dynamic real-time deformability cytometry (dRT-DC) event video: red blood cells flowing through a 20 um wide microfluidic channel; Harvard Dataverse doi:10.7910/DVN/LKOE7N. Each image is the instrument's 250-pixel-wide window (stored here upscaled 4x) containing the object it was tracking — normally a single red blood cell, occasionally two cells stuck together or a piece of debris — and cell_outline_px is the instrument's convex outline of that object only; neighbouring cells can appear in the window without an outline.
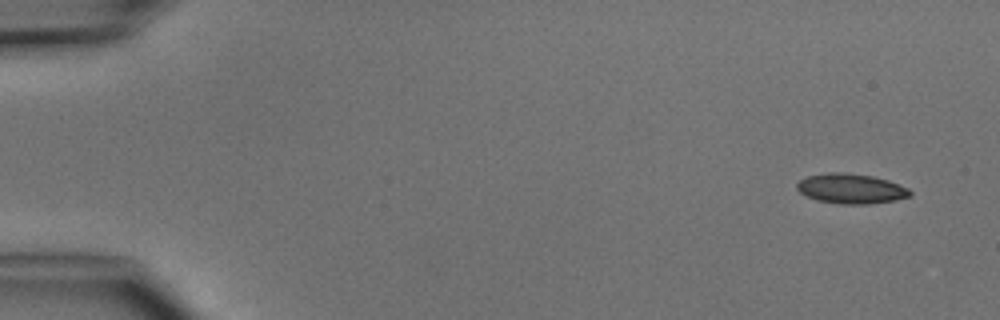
{"species": "common noctule bat (a hibernating species)", "species_latin": "Nyctalus noctula", "temperature_condition": "cold", "stored_images_in_passage": 5, "camera_frame_rate_fps": 3000, "um_per_image_px": 0.085, "animal": {"sex": "male", "body_mass_g": 15.6}, "frame": {"image": 1, "passage_image": 1, "time_ms": 0.0, "image_size_px": [1000, 320], "cell_outline_px": [[912, 196], [896, 200], [868, 204], [840, 204], [816, 200], [800, 192], [796, 188], [796, 184], [800, 180], [808, 176], [828, 172], [844, 172], [872, 176], [888, 180], [908, 188], [912, 192]], "centroid_in_image_um": [72.35, 16.04], "position_along_channel_um": 12.7, "area_um2": 19.77}}
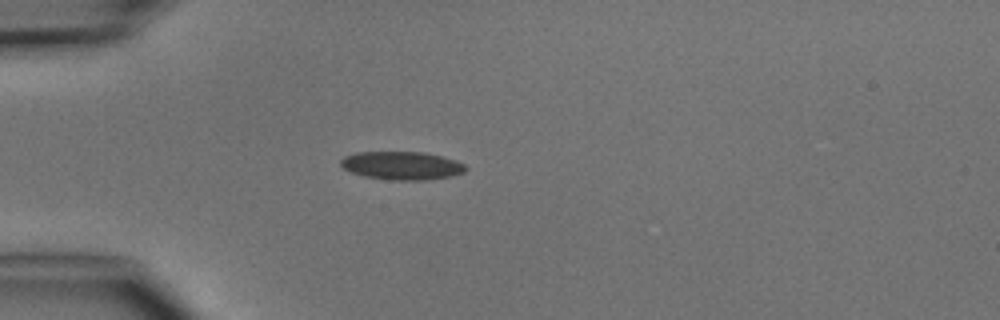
{"frame": {"image": 2, "passage_image": 4, "time_ms": 3.667, "image_size_px": [1000, 320], "cell_outline_px": [[468, 168], [464, 172], [452, 176], [424, 180], [392, 180], [364, 176], [352, 172], [344, 168], [340, 164], [340, 160], [344, 156], [356, 152], [424, 152], [456, 160], [464, 164]], "centroid_in_image_um": [34.16, 14.07], "position_along_channel_um": 50.8, "area_um2": 20.52}}